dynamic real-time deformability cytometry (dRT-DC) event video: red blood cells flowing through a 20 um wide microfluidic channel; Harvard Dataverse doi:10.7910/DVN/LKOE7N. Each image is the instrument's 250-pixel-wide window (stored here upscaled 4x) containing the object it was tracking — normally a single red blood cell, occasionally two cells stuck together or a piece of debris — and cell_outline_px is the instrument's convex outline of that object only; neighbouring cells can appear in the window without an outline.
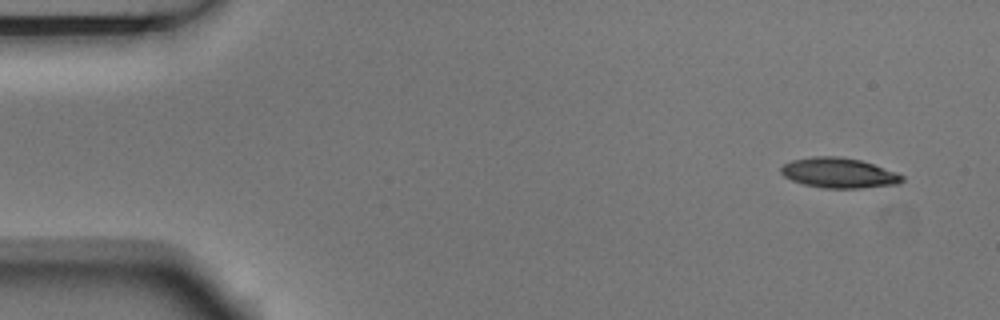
{"species": "Egyptian fruit bat (a non-hibernating species)", "species_latin": "Rousettus aegyptiacus", "temperature_condition": "room temperature", "stored_images_in_passage": 9, "camera_frame_rate_fps": 3000, "um_per_image_px": 0.085, "animal": {"sex": "male"}, "frame": {"image": 1, "passage_image": 1, "time_ms": 0.0, "image_size_px": [1000, 320], "cell_outline_px": [[904, 180], [900, 184], [860, 188], [824, 188], [804, 184], [792, 180], [784, 176], [780, 172], [780, 168], [784, 164], [792, 160], [812, 156], [836, 156], [860, 160], [896, 172], [904, 176]], "centroid_in_image_um": [71.3, 14.7], "position_along_channel_um": 13.7, "area_um2": 21.21}}
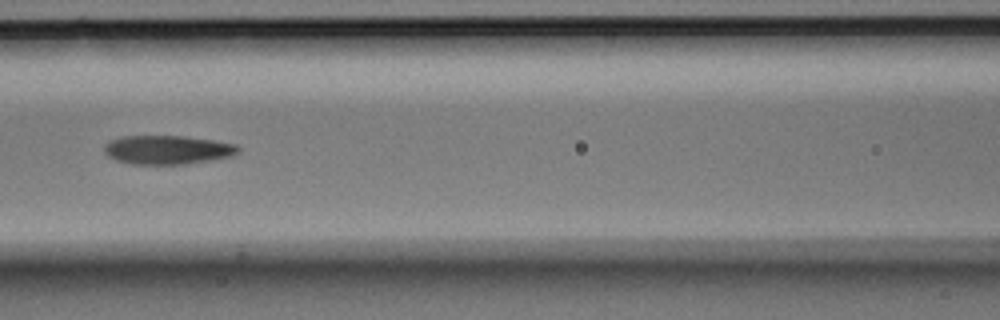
{"frame": {"image": 2, "passage_image": 6, "time_ms": 1.667, "image_size_px": [1000, 320], "cell_outline_px": [[240, 152], [232, 156], [212, 160], [184, 164], [132, 164], [116, 160], [108, 156], [104, 152], [104, 144], [120, 136], [184, 136], [212, 140], [236, 144], [240, 148]], "centroid_in_image_um": [14.24, 12.73], "position_along_channel_um": 152.4, "area_um2": 22.6}}
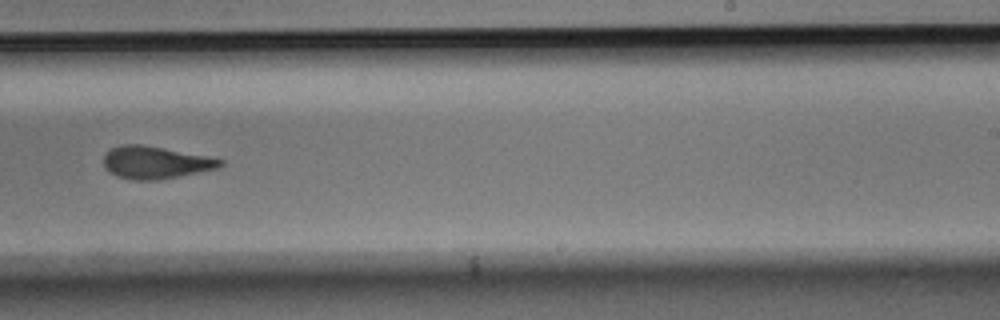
{"frame": {"image": 3, "passage_image": 9, "time_ms": 2.667, "image_size_px": [1000, 320], "cell_outline_px": [[224, 164], [220, 168], [180, 176], [152, 180], [132, 180], [116, 176], [104, 164], [104, 156], [112, 148], [124, 144], [140, 144], [164, 148], [208, 156], [224, 160]], "centroid_in_image_um": [13.27, 13.81], "position_along_channel_um": 275.7, "area_um2": 21.85}}